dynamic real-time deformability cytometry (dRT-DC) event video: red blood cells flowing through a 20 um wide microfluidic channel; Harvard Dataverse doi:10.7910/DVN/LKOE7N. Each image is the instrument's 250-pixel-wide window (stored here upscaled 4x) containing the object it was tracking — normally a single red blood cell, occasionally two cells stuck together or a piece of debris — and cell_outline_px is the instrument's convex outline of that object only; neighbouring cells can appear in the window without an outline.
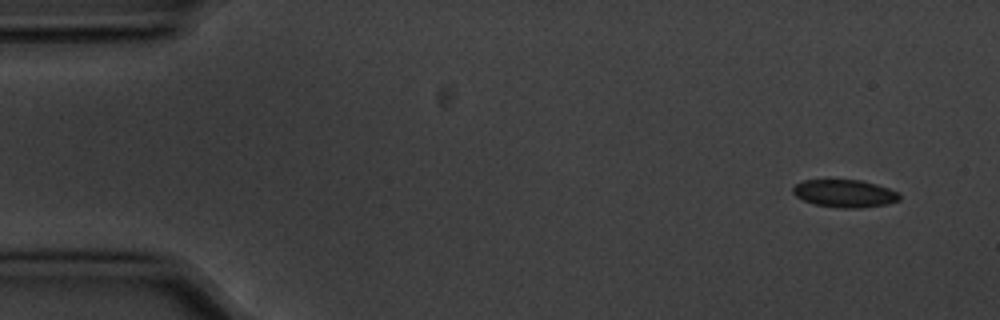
{"species": "common noctule bat (a hibernating species)", "species_latin": "Nyctalus noctula", "temperature_condition": "cold", "stored_images_in_passage": 5, "camera_frame_rate_fps": 3000, "um_per_image_px": 0.085, "animal": {"sex": "male", "body_mass_g": 20.1, "forearm_length_mm": 53.5}, "frame": {"image": 1, "passage_image": 1, "time_ms": 0.0, "image_size_px": [1000, 320], "cell_outline_px": [[900, 200], [888, 204], [860, 208], [840, 208], [816, 204], [804, 200], [796, 196], [792, 192], [792, 188], [796, 184], [804, 180], [860, 180], [876, 184], [888, 188], [896, 192], [900, 196]], "centroid_in_image_um": [71.8, 16.45], "position_along_channel_um": 13.2, "area_um2": 17.05}}
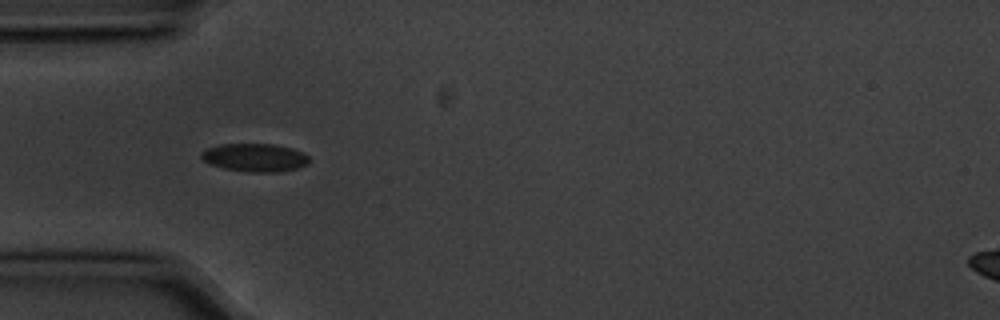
{"frame": {"image": 2, "passage_image": 4, "time_ms": 1.0, "image_size_px": [1000, 320], "cell_outline_px": [[308, 164], [296, 168], [276, 172], [248, 172], [224, 168], [208, 164], [200, 156], [200, 152], [208, 148], [220, 144], [272, 144], [292, 148], [304, 152], [308, 156]], "centroid_in_image_um": [21.65, 13.39], "position_along_channel_um": 63.4, "area_um2": 17.69}}